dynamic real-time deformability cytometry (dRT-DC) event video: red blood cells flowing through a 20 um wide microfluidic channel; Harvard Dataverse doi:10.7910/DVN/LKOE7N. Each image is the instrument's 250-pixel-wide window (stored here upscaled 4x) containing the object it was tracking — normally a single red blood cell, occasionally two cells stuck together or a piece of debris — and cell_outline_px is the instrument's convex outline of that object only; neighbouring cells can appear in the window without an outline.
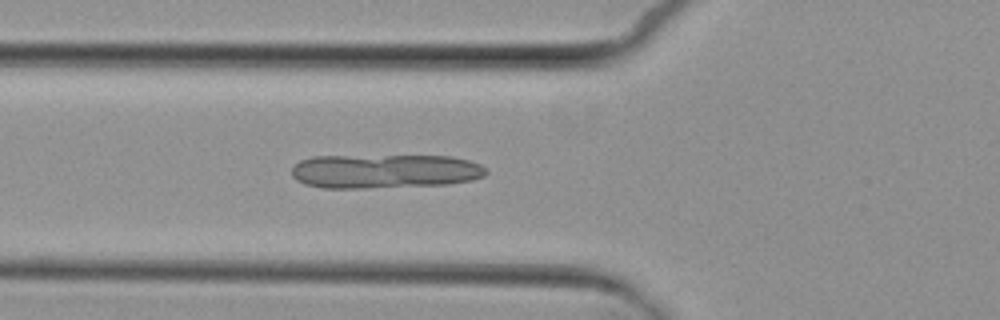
{"species": "common noctule bat (a hibernating species)", "species_latin": "Nyctalus noctula", "temperature_condition": "cold", "stored_images_in_passage": 2, "camera_frame_rate_fps": 3000, "um_per_image_px": 0.085, "animal": {"sex": "female", "body_mass_g": 29.2, "forearm_length_mm": 56.3}, "frame": {"image": 1, "passage_image": 2, "time_ms": 1.0, "image_size_px": [1000, 320], "cell_outline_px": [[488, 172], [484, 176], [472, 180], [448, 184], [368, 188], [324, 188], [304, 184], [296, 180], [292, 176], [292, 168], [300, 160], [312, 156], [452, 156], [468, 160], [480, 164]], "centroid_in_image_um": [32.69, 14.55], "position_along_channel_um": 93.1, "area_um2": 38.84}}